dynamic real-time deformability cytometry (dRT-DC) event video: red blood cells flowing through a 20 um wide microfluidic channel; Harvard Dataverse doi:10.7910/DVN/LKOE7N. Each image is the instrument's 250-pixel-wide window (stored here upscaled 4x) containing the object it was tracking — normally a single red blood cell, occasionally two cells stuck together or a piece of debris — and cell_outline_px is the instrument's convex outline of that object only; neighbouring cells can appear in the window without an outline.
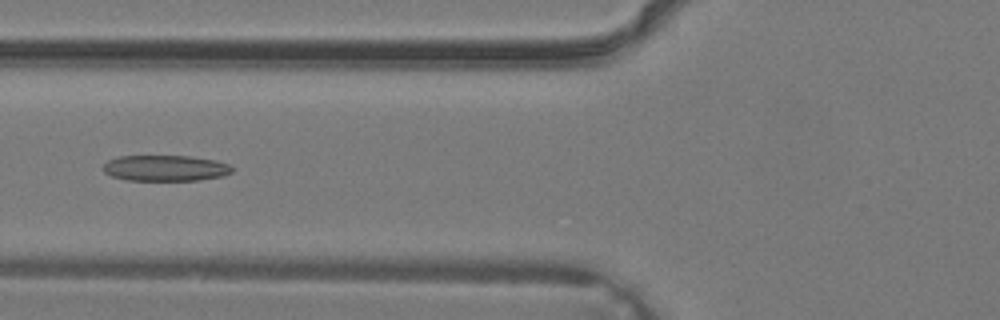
{"species": "common noctule bat (a hibernating species)", "species_latin": "Nyctalus noctula", "temperature_condition": "warm", "stored_images_in_passage": 38, "camera_frame_rate_fps": 3000, "um_per_image_px": 0.085, "animal": {"sex": "male", "body_mass_g": 19.2, "forearm_length_mm": 51.8}, "frame": {"image": 1, "passage_image": 16, "time_ms": 5.0, "image_size_px": [1000, 320], "cell_outline_px": [[232, 172], [224, 176], [196, 180], [124, 180], [112, 176], [104, 172], [104, 164], [108, 160], [120, 156], [188, 156], [216, 160], [232, 164]], "centroid_in_image_um": [14.09, 14.29], "position_along_channel_um": 111.7, "area_um2": 19.48}}
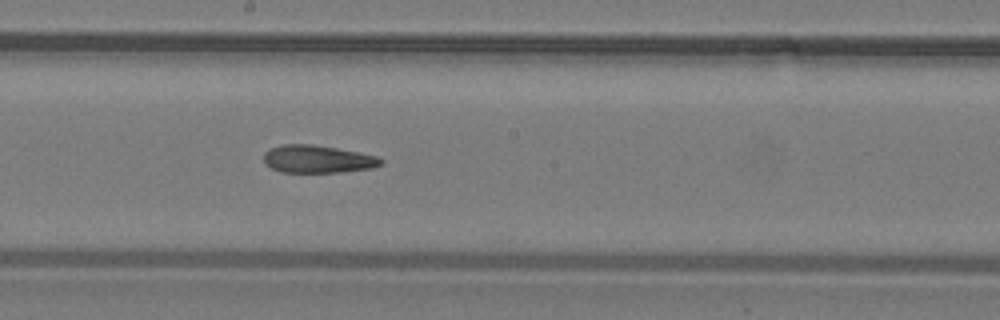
{"frame": {"image": 2, "passage_image": 22, "time_ms": 7.0, "image_size_px": [1000, 320], "cell_outline_px": [[384, 164], [372, 168], [340, 172], [280, 172], [264, 164], [264, 152], [272, 148], [284, 144], [312, 144], [336, 148], [376, 156], [384, 160]], "centroid_in_image_um": [26.99, 13.53], "position_along_channel_um": 221.2, "area_um2": 18.84}}
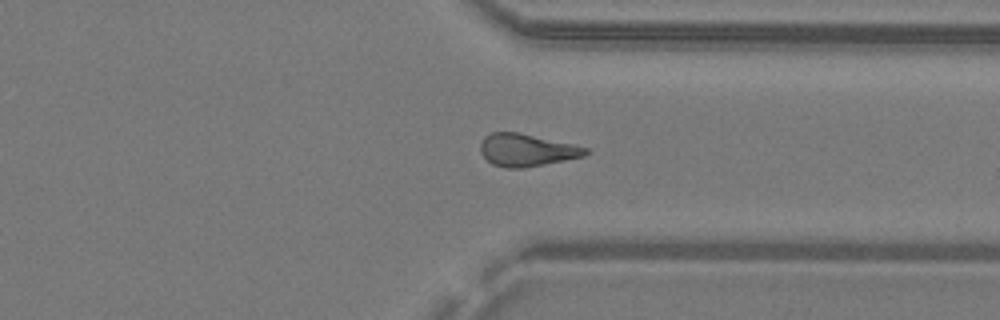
{"frame": {"image": 3, "passage_image": 30, "time_ms": 9.667, "image_size_px": [1000, 320], "cell_outline_px": [[588, 152], [584, 156], [524, 168], [508, 168], [492, 164], [480, 152], [480, 140], [484, 136], [492, 132], [516, 132], [576, 144], [588, 148]], "centroid_in_image_um": [44.75, 12.74], "position_along_channel_um": 366.6, "area_um2": 19.88}}